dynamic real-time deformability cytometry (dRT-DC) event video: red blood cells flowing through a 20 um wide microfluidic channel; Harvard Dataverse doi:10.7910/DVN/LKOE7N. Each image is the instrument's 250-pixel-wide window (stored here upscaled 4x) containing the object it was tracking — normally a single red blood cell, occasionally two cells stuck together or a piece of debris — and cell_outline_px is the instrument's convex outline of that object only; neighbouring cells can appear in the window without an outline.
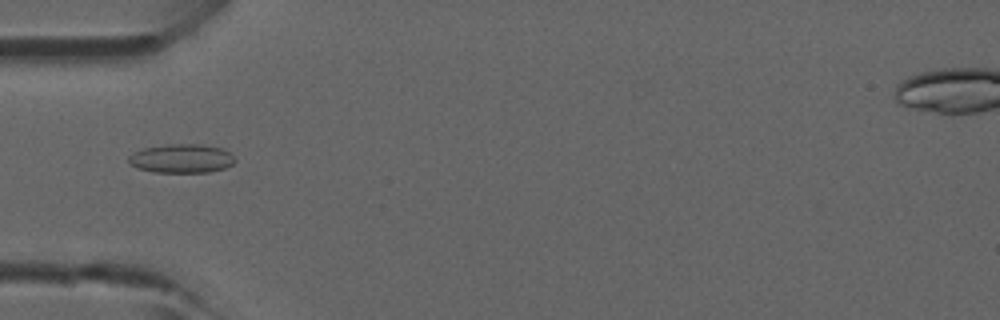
{"species": "common noctule bat (a hibernating species)", "species_latin": "Nyctalus noctula", "temperature_condition": "room temperature", "stored_images_in_passage": 37, "camera_frame_rate_fps": 3000, "um_per_image_px": 0.085, "animal": {"sex": "male", "forearm_length_mm": 52.5}, "frame": {"image": 1, "passage_image": 11, "time_ms": 3.333, "image_size_px": [1000, 320], "cell_outline_px": [[236, 160], [232, 164], [224, 168], [208, 172], [152, 172], [136, 168], [128, 164], [128, 156], [132, 152], [144, 148], [168, 144], [200, 144], [224, 148]], "centroid_in_image_um": [15.38, 13.47], "position_along_channel_um": 69.6, "area_um2": 18.03}}
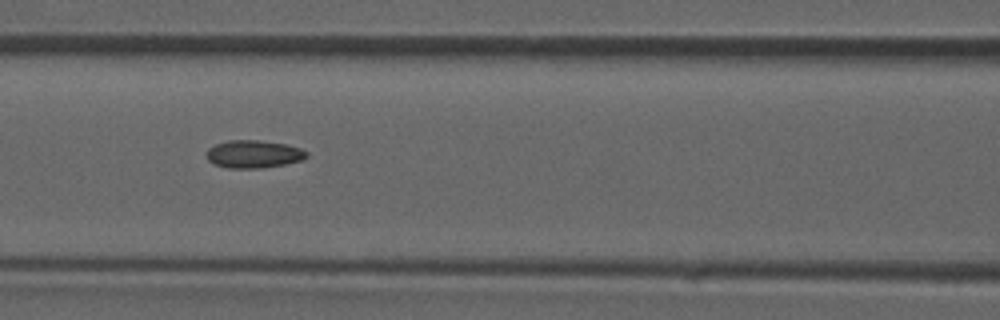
{"frame": {"image": 2, "passage_image": 16, "time_ms": 5.0, "image_size_px": [1000, 320], "cell_outline_px": [[308, 156], [300, 160], [284, 164], [260, 168], [228, 168], [212, 164], [208, 160], [208, 148], [216, 144], [228, 140], [260, 140], [284, 144], [300, 148], [308, 152]], "centroid_in_image_um": [21.54, 13.1], "position_along_channel_um": 145.1, "area_um2": 16.07}}